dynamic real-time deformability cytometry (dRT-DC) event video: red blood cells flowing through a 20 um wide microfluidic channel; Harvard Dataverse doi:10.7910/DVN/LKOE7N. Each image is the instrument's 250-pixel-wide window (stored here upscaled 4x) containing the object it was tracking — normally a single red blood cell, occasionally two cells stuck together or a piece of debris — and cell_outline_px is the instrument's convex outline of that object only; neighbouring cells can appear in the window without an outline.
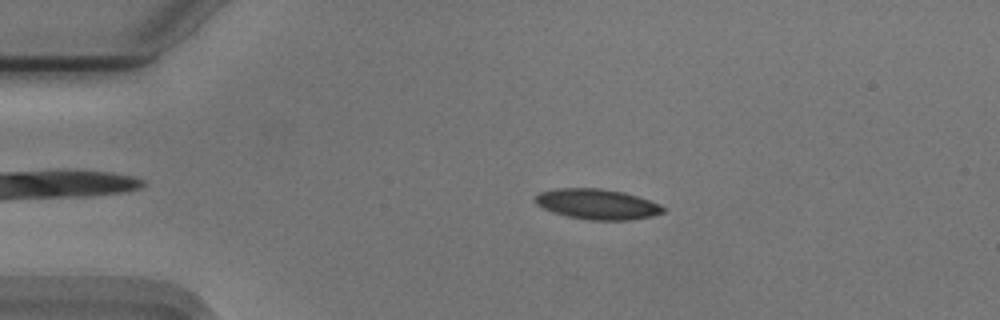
{"species": "Egyptian fruit bat (a non-hibernating species)", "species_latin": "Rousettus aegyptiacus", "temperature_condition": "cold", "stored_images_in_passage": 54, "camera_frame_rate_fps": 3000, "um_per_image_px": 0.085, "animal": {"sex": "male"}, "frame": {"image": 1, "passage_image": 11, "time_ms": 3.333, "image_size_px": [1000, 320], "cell_outline_px": [[664, 212], [652, 216], [628, 220], [588, 220], [568, 216], [552, 212], [536, 204], [536, 196], [540, 192], [556, 188], [600, 188], [624, 192], [660, 204], [664, 208]], "centroid_in_image_um": [50.76, 17.35], "position_along_channel_um": 34.2, "area_um2": 22.48}}
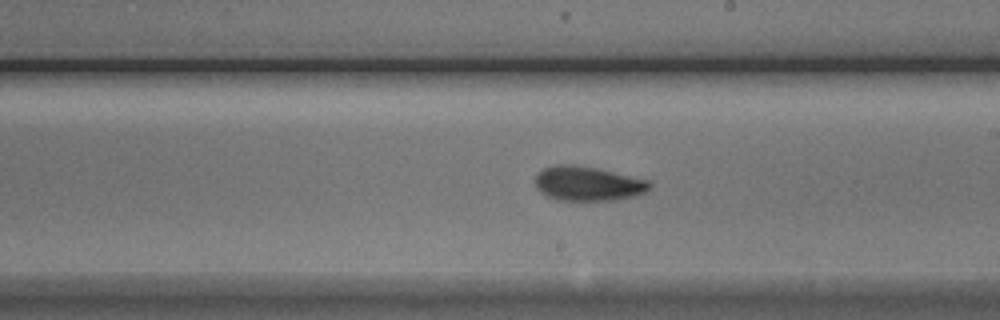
{"frame": {"image": 2, "passage_image": 31, "time_ms": 10.0, "image_size_px": [1000, 320], "cell_outline_px": [[652, 188], [648, 192], [636, 196], [616, 200], [556, 200], [540, 192], [536, 188], [536, 172], [552, 164], [568, 164], [596, 168], [648, 180], [652, 184]], "centroid_in_image_um": [49.98, 15.61], "position_along_channel_um": 239.0, "area_um2": 23.18}}
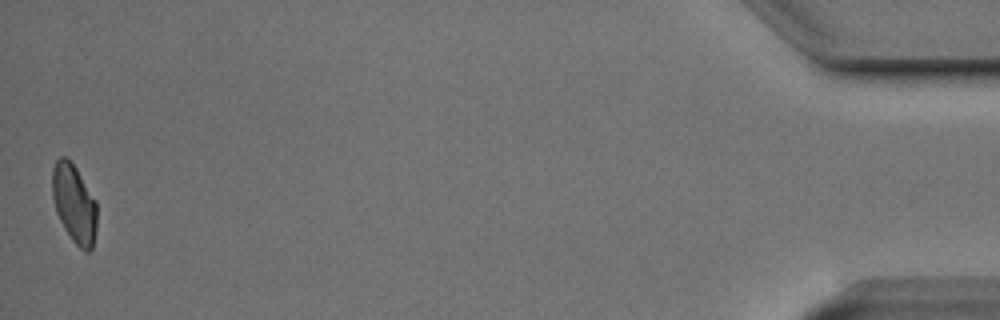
{"frame": {"image": 3, "passage_image": 54, "time_ms": 17.667, "image_size_px": [1000, 320], "cell_outline_px": [[96, 232], [92, 248], [88, 252], [84, 252], [72, 240], [64, 228], [56, 212], [52, 196], [52, 168], [56, 160], [60, 156], [64, 156], [76, 168], [96, 200]], "centroid_in_image_um": [6.3, 17.32], "position_along_channel_um": 428.9, "area_um2": 20.46}, "authors_computed_cell_mechanics": {"area_um2": 21.9929, "velocity_mm_per_s": 3.7167, "shape_relaxation_time_tau1_ms": 3.7231, "shape_relaxation_time_tau2_ms": 2.3473, "deformation_change_tau1": 0.121, "deformation_change_tau2": 0.0701}}